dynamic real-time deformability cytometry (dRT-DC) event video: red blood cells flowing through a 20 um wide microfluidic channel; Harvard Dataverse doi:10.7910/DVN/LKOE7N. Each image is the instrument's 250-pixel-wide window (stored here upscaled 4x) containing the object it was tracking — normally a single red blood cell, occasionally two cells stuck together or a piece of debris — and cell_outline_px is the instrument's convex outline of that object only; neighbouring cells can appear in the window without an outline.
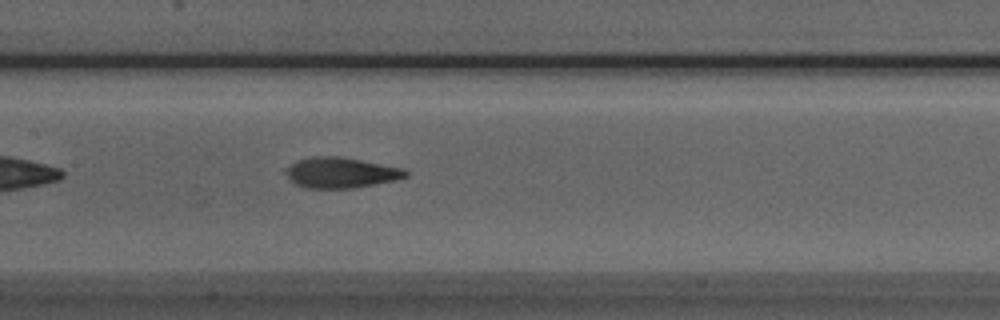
{"species": "Egyptian fruit bat (a non-hibernating species)", "species_latin": "Rousettus aegyptiacus", "temperature_condition": "room temperature", "stored_images_in_passage": 28, "camera_frame_rate_fps": 3000, "um_per_image_px": 0.085, "animal": {"sex": "male"}, "frame": {"image": 1, "passage_image": 9, "time_ms": 2.667, "image_size_px": [1000, 320], "cell_outline_px": [[408, 176], [392, 180], [352, 188], [304, 188], [296, 184], [284, 172], [284, 168], [296, 160], [312, 156], [340, 156], [404, 168], [408, 172]], "centroid_in_image_um": [28.92, 14.66], "position_along_channel_um": 178.5, "area_um2": 21.27}}
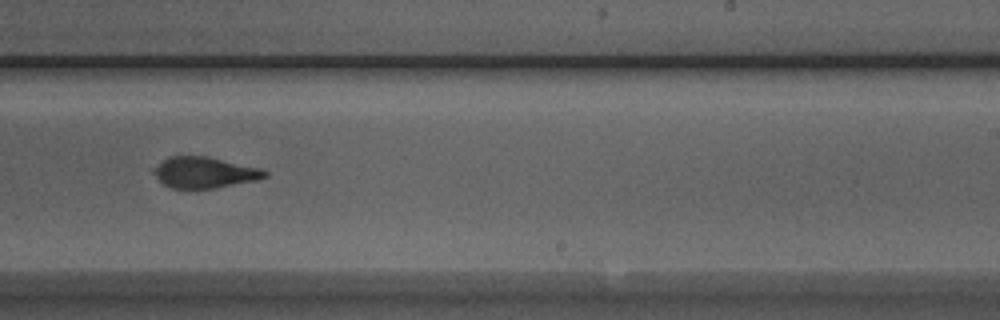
{"frame": {"image": 2, "passage_image": 16, "time_ms": 5.0, "image_size_px": [1000, 320], "cell_outline_px": [[268, 176], [256, 180], [216, 188], [172, 188], [164, 184], [152, 172], [152, 168], [168, 156], [204, 156], [260, 168], [268, 172]], "centroid_in_image_um": [17.36, 14.66], "position_along_channel_um": 271.6, "area_um2": 19.88}}
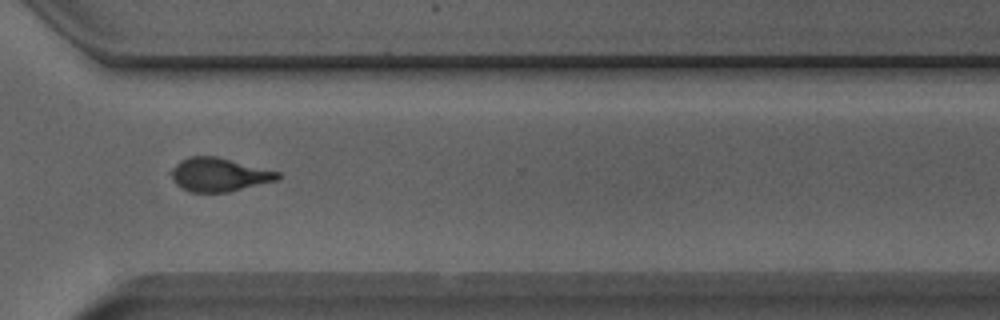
{"frame": {"image": 3, "passage_image": 22, "time_ms": 7.0, "image_size_px": [1000, 320], "cell_outline_px": [[284, 176], [280, 180], [228, 192], [192, 192], [180, 188], [176, 184], [168, 172], [180, 160], [188, 156], [216, 156], [280, 172]], "centroid_in_image_um": [18.63, 14.85], "position_along_channel_um": 352.0, "area_um2": 21.15}}